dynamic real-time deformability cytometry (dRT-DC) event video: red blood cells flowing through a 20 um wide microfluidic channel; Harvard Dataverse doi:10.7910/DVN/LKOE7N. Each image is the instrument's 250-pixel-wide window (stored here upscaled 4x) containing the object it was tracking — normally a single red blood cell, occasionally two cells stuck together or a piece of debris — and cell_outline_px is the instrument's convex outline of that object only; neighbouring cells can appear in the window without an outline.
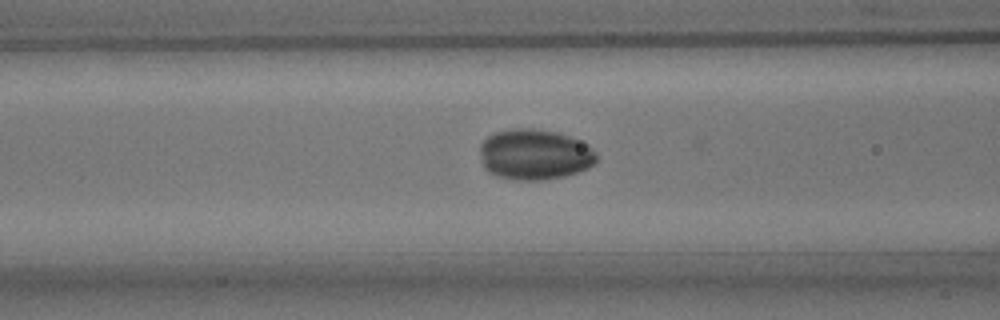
{"species": "common noctule bat (a hibernating species)", "species_latin": "Nyctalus noctula", "temperature_condition": "room temperature", "stored_images_in_passage": 33, "camera_frame_rate_fps": 3000, "um_per_image_px": 0.085, "animal": {"sex": "male", "body_mass_g": 15.6}, "frame": {"image": 1, "passage_image": 14, "time_ms": 4.333, "image_size_px": [1000, 320], "cell_outline_px": [[596, 160], [588, 168], [564, 176], [544, 180], [520, 180], [496, 176], [488, 172], [484, 168], [480, 152], [480, 144], [488, 136], [496, 132], [512, 128], [532, 128], [556, 132], [568, 136], [588, 144], [596, 152]], "centroid_in_image_um": [45.42, 13.13], "position_along_channel_um": 121.2, "area_um2": 34.39}}
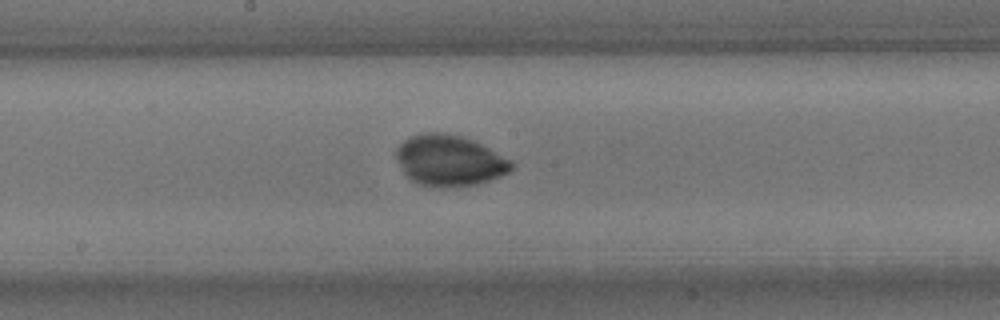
{"frame": {"image": 2, "passage_image": 21, "time_ms": 6.667, "image_size_px": [1000, 320], "cell_outline_px": [[512, 168], [508, 172], [500, 176], [476, 184], [440, 188], [432, 188], [416, 184], [404, 172], [396, 156], [396, 148], [404, 140], [412, 136], [424, 132], [444, 132], [460, 136], [472, 140], [512, 160]], "centroid_in_image_um": [38.18, 13.65], "position_along_channel_um": 210.0, "area_um2": 34.04}}
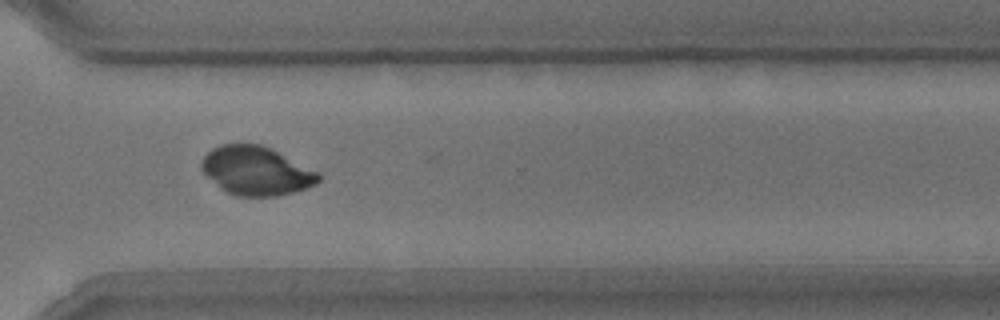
{"frame": {"image": 3, "passage_image": 32, "time_ms": 10.333, "image_size_px": [1000, 320], "cell_outline_px": [[320, 180], [316, 184], [308, 188], [276, 196], [236, 196], [224, 192], [200, 168], [200, 164], [204, 156], [212, 148], [220, 144], [260, 144], [320, 172]], "centroid_in_image_um": [21.77, 14.53], "position_along_channel_um": 348.8, "area_um2": 33.12}}